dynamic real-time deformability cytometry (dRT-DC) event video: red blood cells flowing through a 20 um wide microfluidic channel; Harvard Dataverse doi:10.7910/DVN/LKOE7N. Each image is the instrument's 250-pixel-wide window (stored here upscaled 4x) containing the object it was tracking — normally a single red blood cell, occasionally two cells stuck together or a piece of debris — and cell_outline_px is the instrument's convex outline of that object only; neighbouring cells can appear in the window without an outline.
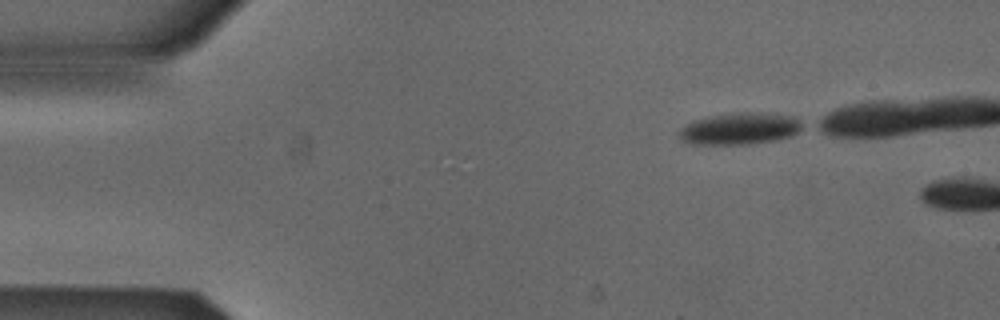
{"species": "Egyptian fruit bat (a non-hibernating species)", "species_latin": "Rousettus aegyptiacus", "temperature_condition": "cold", "stored_images_in_passage": 2, "camera_frame_rate_fps": 3000, "um_per_image_px": 0.085, "animal": {"sex": "male"}, "frame": {"image": 1, "passage_image": 1, "time_ms": 0.0, "image_size_px": [1000, 320], "cell_outline_px": [[804, 128], [788, 136], [772, 140], [744, 144], [688, 144], [676, 132], [680, 128], [692, 120], [712, 116], [736, 112], [764, 112], [792, 116], [804, 124]], "centroid_in_image_um": [62.85, 10.92], "position_along_channel_um": 22.2, "area_um2": 22.72}}